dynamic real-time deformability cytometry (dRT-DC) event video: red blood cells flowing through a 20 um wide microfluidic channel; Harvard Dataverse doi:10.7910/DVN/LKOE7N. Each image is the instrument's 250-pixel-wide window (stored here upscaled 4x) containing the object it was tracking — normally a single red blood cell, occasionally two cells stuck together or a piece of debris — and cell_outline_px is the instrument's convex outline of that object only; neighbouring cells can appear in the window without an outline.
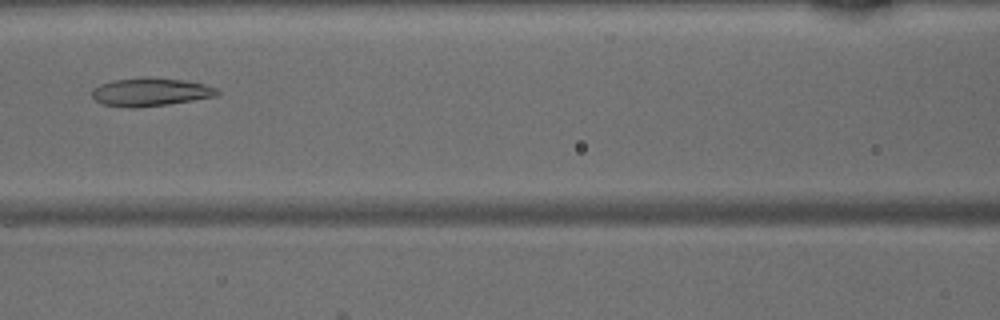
{"species": "common noctule bat (a hibernating species)", "species_latin": "Nyctalus noctula", "temperature_condition": "warm", "stored_images_in_passage": 44, "camera_frame_rate_fps": 3000, "um_per_image_px": 0.085, "animal": {"sex": "male", "body_mass_g": 15.6}, "frame": {"image": 1, "passage_image": 18, "time_ms": 5.667, "image_size_px": [1000, 320], "cell_outline_px": [[220, 92], [216, 96], [168, 104], [136, 108], [128, 108], [104, 104], [96, 100], [92, 96], [92, 88], [100, 84], [112, 80], [184, 80], [204, 84], [216, 88]], "centroid_in_image_um": [12.77, 7.87], "position_along_channel_um": 153.8, "area_um2": 19.65}}
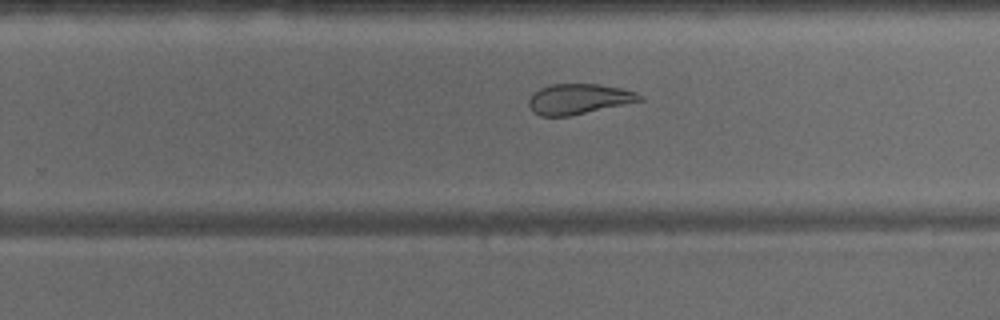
{"frame": {"image": 2, "passage_image": 27, "time_ms": 8.667, "image_size_px": [1000, 320], "cell_outline_px": [[644, 100], [568, 116], [540, 116], [532, 112], [528, 104], [528, 100], [532, 92], [540, 88], [552, 84], [600, 84], [620, 88], [636, 92], [644, 96]], "centroid_in_image_um": [49.16, 8.41], "position_along_channel_um": 280.6, "area_um2": 19.65}}
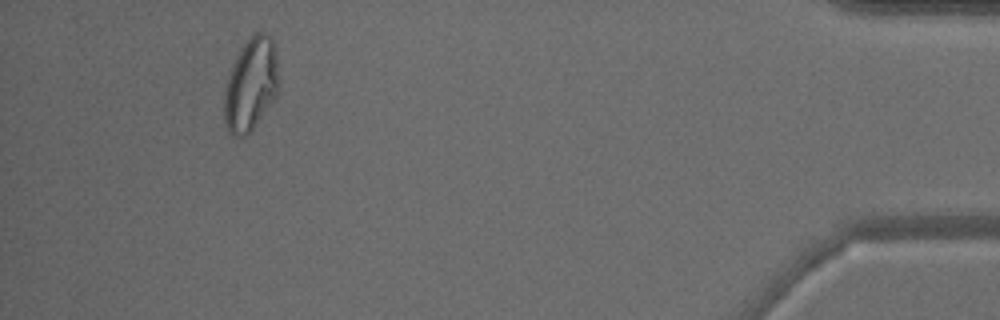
{"frame": {"image": 3, "passage_image": 41, "time_ms": 13.333, "image_size_px": [1000, 320], "cell_outline_px": [[276, 92], [272, 100], [252, 128], [244, 136], [232, 136], [228, 132], [224, 120], [224, 92], [232, 64], [240, 48], [252, 32], [264, 32], [272, 40], [276, 48]], "centroid_in_image_um": [21.27, 7.14], "position_along_channel_um": 413.9, "area_um2": 28.84}}